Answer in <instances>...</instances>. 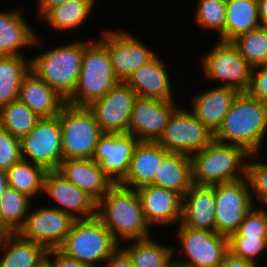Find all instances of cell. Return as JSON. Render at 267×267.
Returning a JSON list of instances; mask_svg holds the SVG:
<instances>
[{
    "label": "cell",
    "instance_id": "cell-1",
    "mask_svg": "<svg viewBox=\"0 0 267 267\" xmlns=\"http://www.w3.org/2000/svg\"><path fill=\"white\" fill-rule=\"evenodd\" d=\"M267 133V103L240 92L214 133V140L241 146L248 153H260Z\"/></svg>",
    "mask_w": 267,
    "mask_h": 267
},
{
    "label": "cell",
    "instance_id": "cell-2",
    "mask_svg": "<svg viewBox=\"0 0 267 267\" xmlns=\"http://www.w3.org/2000/svg\"><path fill=\"white\" fill-rule=\"evenodd\" d=\"M96 216L120 244L121 240L149 238L150 225L147 223L142 204L135 189L119 184L114 185L96 206Z\"/></svg>",
    "mask_w": 267,
    "mask_h": 267
},
{
    "label": "cell",
    "instance_id": "cell-3",
    "mask_svg": "<svg viewBox=\"0 0 267 267\" xmlns=\"http://www.w3.org/2000/svg\"><path fill=\"white\" fill-rule=\"evenodd\" d=\"M249 155L241 146L213 140L190 156L192 183L214 185L244 179Z\"/></svg>",
    "mask_w": 267,
    "mask_h": 267
},
{
    "label": "cell",
    "instance_id": "cell-4",
    "mask_svg": "<svg viewBox=\"0 0 267 267\" xmlns=\"http://www.w3.org/2000/svg\"><path fill=\"white\" fill-rule=\"evenodd\" d=\"M116 77L107 46L101 41H84V55L78 82L66 103L77 107H87L101 99L109 90L117 86Z\"/></svg>",
    "mask_w": 267,
    "mask_h": 267
},
{
    "label": "cell",
    "instance_id": "cell-5",
    "mask_svg": "<svg viewBox=\"0 0 267 267\" xmlns=\"http://www.w3.org/2000/svg\"><path fill=\"white\" fill-rule=\"evenodd\" d=\"M83 55V40L60 44L35 55L30 60V70L67 100L76 88Z\"/></svg>",
    "mask_w": 267,
    "mask_h": 267
},
{
    "label": "cell",
    "instance_id": "cell-6",
    "mask_svg": "<svg viewBox=\"0 0 267 267\" xmlns=\"http://www.w3.org/2000/svg\"><path fill=\"white\" fill-rule=\"evenodd\" d=\"M119 245L96 216L76 220L58 250L89 267H98L100 262L104 263Z\"/></svg>",
    "mask_w": 267,
    "mask_h": 267
},
{
    "label": "cell",
    "instance_id": "cell-7",
    "mask_svg": "<svg viewBox=\"0 0 267 267\" xmlns=\"http://www.w3.org/2000/svg\"><path fill=\"white\" fill-rule=\"evenodd\" d=\"M62 154L65 159H92L96 144L103 134L88 107L65 104L58 114Z\"/></svg>",
    "mask_w": 267,
    "mask_h": 267
},
{
    "label": "cell",
    "instance_id": "cell-8",
    "mask_svg": "<svg viewBox=\"0 0 267 267\" xmlns=\"http://www.w3.org/2000/svg\"><path fill=\"white\" fill-rule=\"evenodd\" d=\"M203 56L205 78L222 80L221 86L246 92L251 82L253 67L231 42L220 41Z\"/></svg>",
    "mask_w": 267,
    "mask_h": 267
},
{
    "label": "cell",
    "instance_id": "cell-9",
    "mask_svg": "<svg viewBox=\"0 0 267 267\" xmlns=\"http://www.w3.org/2000/svg\"><path fill=\"white\" fill-rule=\"evenodd\" d=\"M214 140V134L189 110L178 107L156 141L169 152L191 156Z\"/></svg>",
    "mask_w": 267,
    "mask_h": 267
},
{
    "label": "cell",
    "instance_id": "cell-10",
    "mask_svg": "<svg viewBox=\"0 0 267 267\" xmlns=\"http://www.w3.org/2000/svg\"><path fill=\"white\" fill-rule=\"evenodd\" d=\"M175 234L187 259H174L179 267H219L229 251L228 237L215 231L192 229L179 223Z\"/></svg>",
    "mask_w": 267,
    "mask_h": 267
},
{
    "label": "cell",
    "instance_id": "cell-11",
    "mask_svg": "<svg viewBox=\"0 0 267 267\" xmlns=\"http://www.w3.org/2000/svg\"><path fill=\"white\" fill-rule=\"evenodd\" d=\"M249 179L214 184L215 232L229 237L254 206Z\"/></svg>",
    "mask_w": 267,
    "mask_h": 267
},
{
    "label": "cell",
    "instance_id": "cell-12",
    "mask_svg": "<svg viewBox=\"0 0 267 267\" xmlns=\"http://www.w3.org/2000/svg\"><path fill=\"white\" fill-rule=\"evenodd\" d=\"M20 140L24 160L41 165L46 170H57L63 161L59 116L41 118Z\"/></svg>",
    "mask_w": 267,
    "mask_h": 267
},
{
    "label": "cell",
    "instance_id": "cell-13",
    "mask_svg": "<svg viewBox=\"0 0 267 267\" xmlns=\"http://www.w3.org/2000/svg\"><path fill=\"white\" fill-rule=\"evenodd\" d=\"M29 210L22 228L17 232L22 238L37 242L47 250L58 249L76 219L61 210L50 206Z\"/></svg>",
    "mask_w": 267,
    "mask_h": 267
},
{
    "label": "cell",
    "instance_id": "cell-14",
    "mask_svg": "<svg viewBox=\"0 0 267 267\" xmlns=\"http://www.w3.org/2000/svg\"><path fill=\"white\" fill-rule=\"evenodd\" d=\"M102 30L100 40L107 46L113 71L120 82H125L136 69L157 55L127 31Z\"/></svg>",
    "mask_w": 267,
    "mask_h": 267
},
{
    "label": "cell",
    "instance_id": "cell-15",
    "mask_svg": "<svg viewBox=\"0 0 267 267\" xmlns=\"http://www.w3.org/2000/svg\"><path fill=\"white\" fill-rule=\"evenodd\" d=\"M136 98V92L125 82H120L87 107L103 133H126L129 132Z\"/></svg>",
    "mask_w": 267,
    "mask_h": 267
},
{
    "label": "cell",
    "instance_id": "cell-16",
    "mask_svg": "<svg viewBox=\"0 0 267 267\" xmlns=\"http://www.w3.org/2000/svg\"><path fill=\"white\" fill-rule=\"evenodd\" d=\"M138 142L129 132L103 133L99 137L92 159L114 185L120 184L126 177Z\"/></svg>",
    "mask_w": 267,
    "mask_h": 267
},
{
    "label": "cell",
    "instance_id": "cell-17",
    "mask_svg": "<svg viewBox=\"0 0 267 267\" xmlns=\"http://www.w3.org/2000/svg\"><path fill=\"white\" fill-rule=\"evenodd\" d=\"M177 108L174 101L137 96L131 113L129 133L139 141L156 142Z\"/></svg>",
    "mask_w": 267,
    "mask_h": 267
},
{
    "label": "cell",
    "instance_id": "cell-18",
    "mask_svg": "<svg viewBox=\"0 0 267 267\" xmlns=\"http://www.w3.org/2000/svg\"><path fill=\"white\" fill-rule=\"evenodd\" d=\"M43 192L57 203L51 207L72 215L76 220L96 217L97 202L57 170H47Z\"/></svg>",
    "mask_w": 267,
    "mask_h": 267
},
{
    "label": "cell",
    "instance_id": "cell-19",
    "mask_svg": "<svg viewBox=\"0 0 267 267\" xmlns=\"http://www.w3.org/2000/svg\"><path fill=\"white\" fill-rule=\"evenodd\" d=\"M144 216L150 227L180 223L183 197L174 191L152 184L136 189Z\"/></svg>",
    "mask_w": 267,
    "mask_h": 267
},
{
    "label": "cell",
    "instance_id": "cell-20",
    "mask_svg": "<svg viewBox=\"0 0 267 267\" xmlns=\"http://www.w3.org/2000/svg\"><path fill=\"white\" fill-rule=\"evenodd\" d=\"M57 171L96 202L114 186L93 159H65Z\"/></svg>",
    "mask_w": 267,
    "mask_h": 267
},
{
    "label": "cell",
    "instance_id": "cell-21",
    "mask_svg": "<svg viewBox=\"0 0 267 267\" xmlns=\"http://www.w3.org/2000/svg\"><path fill=\"white\" fill-rule=\"evenodd\" d=\"M169 153L157 142L139 141L134 148L128 173L119 185L136 190L152 184L159 166Z\"/></svg>",
    "mask_w": 267,
    "mask_h": 267
},
{
    "label": "cell",
    "instance_id": "cell-22",
    "mask_svg": "<svg viewBox=\"0 0 267 267\" xmlns=\"http://www.w3.org/2000/svg\"><path fill=\"white\" fill-rule=\"evenodd\" d=\"M15 10H0V56H24V48L35 47L41 43L39 35Z\"/></svg>",
    "mask_w": 267,
    "mask_h": 267
},
{
    "label": "cell",
    "instance_id": "cell-23",
    "mask_svg": "<svg viewBox=\"0 0 267 267\" xmlns=\"http://www.w3.org/2000/svg\"><path fill=\"white\" fill-rule=\"evenodd\" d=\"M183 226L215 231V194L214 185L192 184L183 196Z\"/></svg>",
    "mask_w": 267,
    "mask_h": 267
},
{
    "label": "cell",
    "instance_id": "cell-24",
    "mask_svg": "<svg viewBox=\"0 0 267 267\" xmlns=\"http://www.w3.org/2000/svg\"><path fill=\"white\" fill-rule=\"evenodd\" d=\"M167 66L159 56L136 69L125 81L138 97L174 101Z\"/></svg>",
    "mask_w": 267,
    "mask_h": 267
},
{
    "label": "cell",
    "instance_id": "cell-25",
    "mask_svg": "<svg viewBox=\"0 0 267 267\" xmlns=\"http://www.w3.org/2000/svg\"><path fill=\"white\" fill-rule=\"evenodd\" d=\"M19 100L40 118L58 116L66 100L32 70L20 84Z\"/></svg>",
    "mask_w": 267,
    "mask_h": 267
},
{
    "label": "cell",
    "instance_id": "cell-26",
    "mask_svg": "<svg viewBox=\"0 0 267 267\" xmlns=\"http://www.w3.org/2000/svg\"><path fill=\"white\" fill-rule=\"evenodd\" d=\"M239 93L236 89L221 85L208 89L193 97L191 111L214 134Z\"/></svg>",
    "mask_w": 267,
    "mask_h": 267
},
{
    "label": "cell",
    "instance_id": "cell-27",
    "mask_svg": "<svg viewBox=\"0 0 267 267\" xmlns=\"http://www.w3.org/2000/svg\"><path fill=\"white\" fill-rule=\"evenodd\" d=\"M0 251L4 254L0 256V267H42L48 253L44 246L18 233H9Z\"/></svg>",
    "mask_w": 267,
    "mask_h": 267
},
{
    "label": "cell",
    "instance_id": "cell-28",
    "mask_svg": "<svg viewBox=\"0 0 267 267\" xmlns=\"http://www.w3.org/2000/svg\"><path fill=\"white\" fill-rule=\"evenodd\" d=\"M191 158L170 152L162 161L152 185L179 193L182 197L192 186Z\"/></svg>",
    "mask_w": 267,
    "mask_h": 267
},
{
    "label": "cell",
    "instance_id": "cell-29",
    "mask_svg": "<svg viewBox=\"0 0 267 267\" xmlns=\"http://www.w3.org/2000/svg\"><path fill=\"white\" fill-rule=\"evenodd\" d=\"M261 26L257 0H226L225 42Z\"/></svg>",
    "mask_w": 267,
    "mask_h": 267
},
{
    "label": "cell",
    "instance_id": "cell-30",
    "mask_svg": "<svg viewBox=\"0 0 267 267\" xmlns=\"http://www.w3.org/2000/svg\"><path fill=\"white\" fill-rule=\"evenodd\" d=\"M146 239L129 240L130 246L123 249L132 260L133 267H172L174 265L175 247Z\"/></svg>",
    "mask_w": 267,
    "mask_h": 267
},
{
    "label": "cell",
    "instance_id": "cell-31",
    "mask_svg": "<svg viewBox=\"0 0 267 267\" xmlns=\"http://www.w3.org/2000/svg\"><path fill=\"white\" fill-rule=\"evenodd\" d=\"M29 70L25 56H0V107L19 99L20 84Z\"/></svg>",
    "mask_w": 267,
    "mask_h": 267
},
{
    "label": "cell",
    "instance_id": "cell-32",
    "mask_svg": "<svg viewBox=\"0 0 267 267\" xmlns=\"http://www.w3.org/2000/svg\"><path fill=\"white\" fill-rule=\"evenodd\" d=\"M95 2V0H69L49 10L42 18L52 29L76 30L84 21L86 22Z\"/></svg>",
    "mask_w": 267,
    "mask_h": 267
},
{
    "label": "cell",
    "instance_id": "cell-33",
    "mask_svg": "<svg viewBox=\"0 0 267 267\" xmlns=\"http://www.w3.org/2000/svg\"><path fill=\"white\" fill-rule=\"evenodd\" d=\"M46 172L43 166L21 159L7 170L8 185L33 199L43 192Z\"/></svg>",
    "mask_w": 267,
    "mask_h": 267
},
{
    "label": "cell",
    "instance_id": "cell-34",
    "mask_svg": "<svg viewBox=\"0 0 267 267\" xmlns=\"http://www.w3.org/2000/svg\"><path fill=\"white\" fill-rule=\"evenodd\" d=\"M32 199L8 187L0 200V226L8 233H17L25 223Z\"/></svg>",
    "mask_w": 267,
    "mask_h": 267
},
{
    "label": "cell",
    "instance_id": "cell-35",
    "mask_svg": "<svg viewBox=\"0 0 267 267\" xmlns=\"http://www.w3.org/2000/svg\"><path fill=\"white\" fill-rule=\"evenodd\" d=\"M40 119L19 99L0 107V126L20 139L27 135Z\"/></svg>",
    "mask_w": 267,
    "mask_h": 267
},
{
    "label": "cell",
    "instance_id": "cell-36",
    "mask_svg": "<svg viewBox=\"0 0 267 267\" xmlns=\"http://www.w3.org/2000/svg\"><path fill=\"white\" fill-rule=\"evenodd\" d=\"M231 43L253 68L267 63V26L241 34Z\"/></svg>",
    "mask_w": 267,
    "mask_h": 267
},
{
    "label": "cell",
    "instance_id": "cell-37",
    "mask_svg": "<svg viewBox=\"0 0 267 267\" xmlns=\"http://www.w3.org/2000/svg\"><path fill=\"white\" fill-rule=\"evenodd\" d=\"M195 22L205 30L219 33V40L224 41L226 23V0H198Z\"/></svg>",
    "mask_w": 267,
    "mask_h": 267
},
{
    "label": "cell",
    "instance_id": "cell-38",
    "mask_svg": "<svg viewBox=\"0 0 267 267\" xmlns=\"http://www.w3.org/2000/svg\"><path fill=\"white\" fill-rule=\"evenodd\" d=\"M259 154L260 153H252L249 155L247 178L250 182L252 198H255V200H253L254 204L257 202L256 204H259L258 206L267 208V163L259 161L258 157L261 156ZM250 158L253 162L249 160Z\"/></svg>",
    "mask_w": 267,
    "mask_h": 267
},
{
    "label": "cell",
    "instance_id": "cell-39",
    "mask_svg": "<svg viewBox=\"0 0 267 267\" xmlns=\"http://www.w3.org/2000/svg\"><path fill=\"white\" fill-rule=\"evenodd\" d=\"M255 204L245 215L235 233L229 237L267 238V211Z\"/></svg>",
    "mask_w": 267,
    "mask_h": 267
},
{
    "label": "cell",
    "instance_id": "cell-40",
    "mask_svg": "<svg viewBox=\"0 0 267 267\" xmlns=\"http://www.w3.org/2000/svg\"><path fill=\"white\" fill-rule=\"evenodd\" d=\"M228 250L237 257L259 265L257 257L267 250V238L228 237Z\"/></svg>",
    "mask_w": 267,
    "mask_h": 267
},
{
    "label": "cell",
    "instance_id": "cell-41",
    "mask_svg": "<svg viewBox=\"0 0 267 267\" xmlns=\"http://www.w3.org/2000/svg\"><path fill=\"white\" fill-rule=\"evenodd\" d=\"M22 159L21 140L0 126V169L8 170Z\"/></svg>",
    "mask_w": 267,
    "mask_h": 267
},
{
    "label": "cell",
    "instance_id": "cell-42",
    "mask_svg": "<svg viewBox=\"0 0 267 267\" xmlns=\"http://www.w3.org/2000/svg\"><path fill=\"white\" fill-rule=\"evenodd\" d=\"M251 97L267 103V63L254 67L246 91Z\"/></svg>",
    "mask_w": 267,
    "mask_h": 267
},
{
    "label": "cell",
    "instance_id": "cell-43",
    "mask_svg": "<svg viewBox=\"0 0 267 267\" xmlns=\"http://www.w3.org/2000/svg\"><path fill=\"white\" fill-rule=\"evenodd\" d=\"M45 264L47 267H89L75 259L67 257L58 249L48 250Z\"/></svg>",
    "mask_w": 267,
    "mask_h": 267
},
{
    "label": "cell",
    "instance_id": "cell-44",
    "mask_svg": "<svg viewBox=\"0 0 267 267\" xmlns=\"http://www.w3.org/2000/svg\"><path fill=\"white\" fill-rule=\"evenodd\" d=\"M121 245L104 261V267H133V263L127 252Z\"/></svg>",
    "mask_w": 267,
    "mask_h": 267
},
{
    "label": "cell",
    "instance_id": "cell-45",
    "mask_svg": "<svg viewBox=\"0 0 267 267\" xmlns=\"http://www.w3.org/2000/svg\"><path fill=\"white\" fill-rule=\"evenodd\" d=\"M219 267H258V265L252 261L237 257L228 251Z\"/></svg>",
    "mask_w": 267,
    "mask_h": 267
},
{
    "label": "cell",
    "instance_id": "cell-46",
    "mask_svg": "<svg viewBox=\"0 0 267 267\" xmlns=\"http://www.w3.org/2000/svg\"><path fill=\"white\" fill-rule=\"evenodd\" d=\"M69 0H39L38 1V7L39 10L37 11L39 14L38 16H40L41 18L38 19H42V17L51 9H53L56 6H59L61 4H64L65 2H67Z\"/></svg>",
    "mask_w": 267,
    "mask_h": 267
},
{
    "label": "cell",
    "instance_id": "cell-47",
    "mask_svg": "<svg viewBox=\"0 0 267 267\" xmlns=\"http://www.w3.org/2000/svg\"><path fill=\"white\" fill-rule=\"evenodd\" d=\"M258 1V14L262 26H267V0Z\"/></svg>",
    "mask_w": 267,
    "mask_h": 267
},
{
    "label": "cell",
    "instance_id": "cell-48",
    "mask_svg": "<svg viewBox=\"0 0 267 267\" xmlns=\"http://www.w3.org/2000/svg\"><path fill=\"white\" fill-rule=\"evenodd\" d=\"M9 187L7 171L0 169V200L4 194V191Z\"/></svg>",
    "mask_w": 267,
    "mask_h": 267
},
{
    "label": "cell",
    "instance_id": "cell-49",
    "mask_svg": "<svg viewBox=\"0 0 267 267\" xmlns=\"http://www.w3.org/2000/svg\"><path fill=\"white\" fill-rule=\"evenodd\" d=\"M8 234L9 233L0 226V249L2 248L3 242Z\"/></svg>",
    "mask_w": 267,
    "mask_h": 267
}]
</instances>
